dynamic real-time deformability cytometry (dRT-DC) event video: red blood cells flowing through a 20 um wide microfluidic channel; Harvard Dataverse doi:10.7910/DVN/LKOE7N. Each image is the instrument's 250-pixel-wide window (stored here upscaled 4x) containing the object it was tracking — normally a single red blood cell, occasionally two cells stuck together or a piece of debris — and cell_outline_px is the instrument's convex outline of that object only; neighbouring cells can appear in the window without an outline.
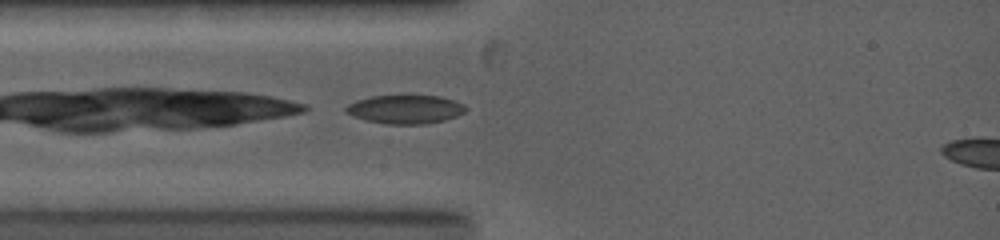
{"species": "common noctule bat (a hibernating species)", "species_latin": "Nyctalus noctula", "temperature_condition": "warm", "stored_images_in_passage": 2, "segment_of_instrument_passage": [1, 2], "camera_frame_rate_fps": 5000, "um_per_image_px": 0.085, "animal": {"sex": "female", "body_mass_g": 19.0, "forearm_length_mm": 53.3}, "frame": {"image": 1, "passage_image": 1, "time_ms": 0.0, "image_size_px": [1000, 240], "cell_outline_px": [[468, 108], [464, 112], [456, 116], [444, 120], [428, 124], [384, 124], [364, 120], [344, 112], [344, 108], [348, 104], [356, 100], [372, 96], [440, 96], [464, 104]], "centroid_in_image_um": [34.43, 9.3], "position_along_channel_um": 50.6, "area_um2": 20.06}}